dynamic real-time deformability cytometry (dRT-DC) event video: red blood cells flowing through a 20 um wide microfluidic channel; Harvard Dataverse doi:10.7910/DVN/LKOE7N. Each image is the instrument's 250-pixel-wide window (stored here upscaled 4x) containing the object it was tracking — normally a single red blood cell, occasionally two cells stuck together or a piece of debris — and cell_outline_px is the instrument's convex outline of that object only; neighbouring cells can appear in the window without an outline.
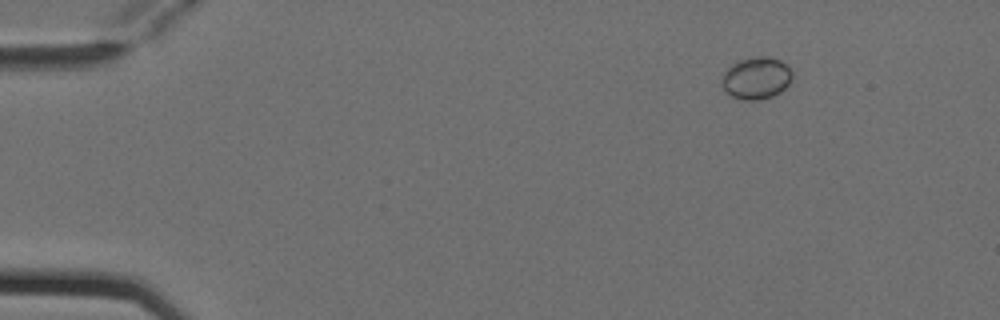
{"species": "Egyptian fruit bat (a non-hibernating species)", "species_latin": "Rousettus aegyptiacus", "temperature_condition": "cold", "stored_images_in_passage": 6, "camera_frame_rate_fps": 3000, "um_per_image_px": 0.085, "animal": {"sex": "female"}, "frame": {"image": 1, "passage_image": 3, "time_ms": 0.667, "image_size_px": [1000, 320], "cell_outline_px": [[792, 80], [780, 92], [772, 96], [760, 100], [744, 100], [732, 96], [724, 92], [720, 84], [720, 80], [724, 72], [732, 64], [740, 60], [756, 56], [768, 56], [780, 60], [788, 64], [792, 72]], "centroid_in_image_um": [64.27, 6.64], "position_along_channel_um": 20.7, "area_um2": 17.57}}
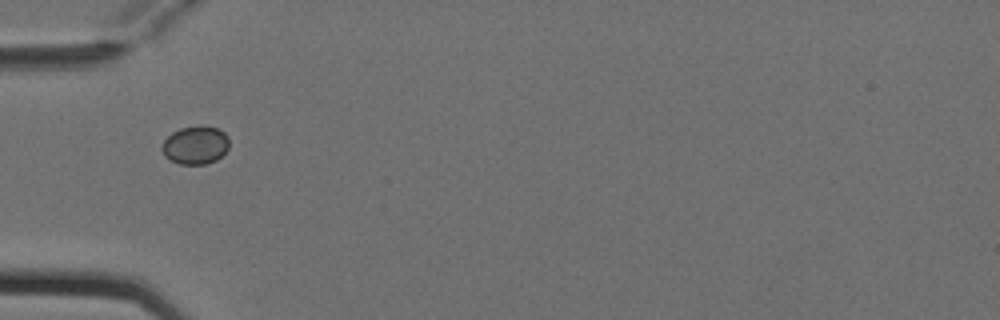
{"frame": {"image": 2, "passage_image": 6, "time_ms": 1.667, "image_size_px": [1000, 320], "cell_outline_px": [[228, 148], [216, 160], [204, 164], [180, 164], [164, 156], [160, 148], [160, 144], [172, 132], [180, 128], [200, 124], [204, 124], [216, 128], [224, 132], [228, 136]], "centroid_in_image_um": [16.58, 12.3], "position_along_channel_um": 68.4, "area_um2": 15.14}}